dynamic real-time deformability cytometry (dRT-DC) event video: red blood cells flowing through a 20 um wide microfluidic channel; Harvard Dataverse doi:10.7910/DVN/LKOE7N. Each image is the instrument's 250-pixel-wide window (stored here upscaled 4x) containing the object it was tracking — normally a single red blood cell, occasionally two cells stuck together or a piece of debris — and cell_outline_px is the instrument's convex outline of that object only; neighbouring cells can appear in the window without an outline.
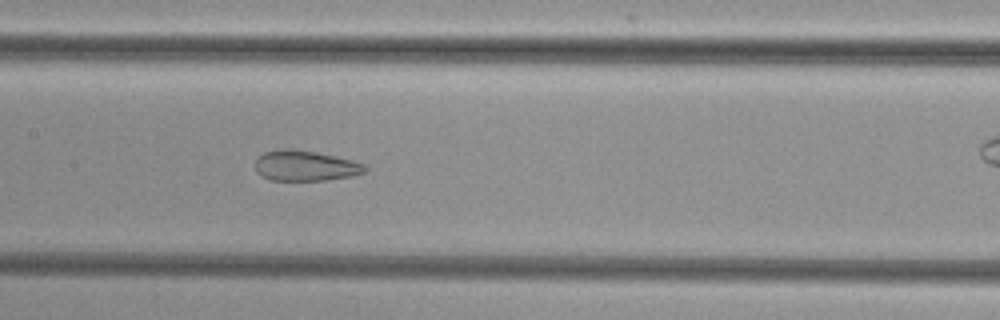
{"species": "common noctule bat (a hibernating species)", "species_latin": "Nyctalus noctula", "temperature_condition": "cold", "stored_images_in_passage": 42, "camera_frame_rate_fps": 3000, "um_per_image_px": 0.085, "animal": {"sex": "female", "body_mass_g": 29.2, "forearm_length_mm": 56.3}, "frame": {"image": 1, "passage_image": 25, "time_ms": 8.0, "image_size_px": [1000, 320], "cell_outline_px": [[368, 168], [364, 172], [352, 176], [324, 180], [268, 180], [256, 172], [256, 160], [264, 152], [284, 148], [316, 152], [352, 160], [364, 164]], "centroid_in_image_um": [25.94, 14.09], "position_along_channel_um": 181.5, "area_um2": 19.31}}
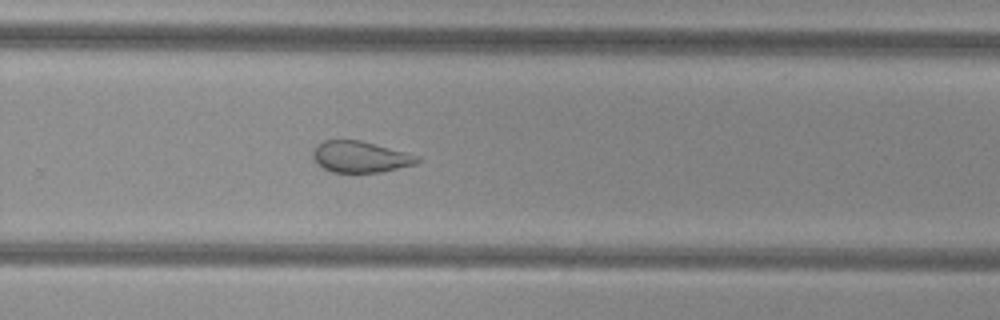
{"frame": {"image": 2, "passage_image": 34, "time_ms": 11.0, "image_size_px": [1000, 320], "cell_outline_px": [[420, 160], [416, 164], [380, 172], [332, 172], [316, 164], [312, 156], [312, 152], [324, 140], [360, 140], [420, 156]], "centroid_in_image_um": [30.62, 13.34], "position_along_channel_um": 299.2, "area_um2": 18.84}}
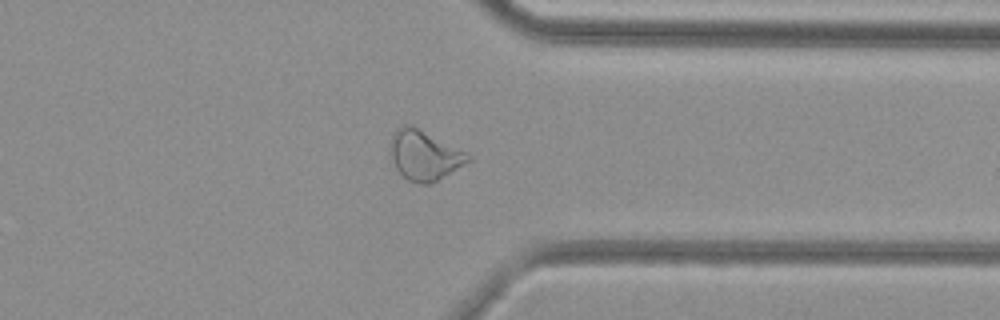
{"frame": {"image": 3, "passage_image": 40, "time_ms": 13.0, "image_size_px": [1000, 320], "cell_outline_px": [[472, 160], [436, 180], [428, 184], [420, 184], [408, 180], [396, 168], [392, 160], [392, 136], [396, 128], [404, 124], [416, 128], [472, 156]], "centroid_in_image_um": [36.06, 13.22], "position_along_channel_um": 375.3, "area_um2": 21.5}}